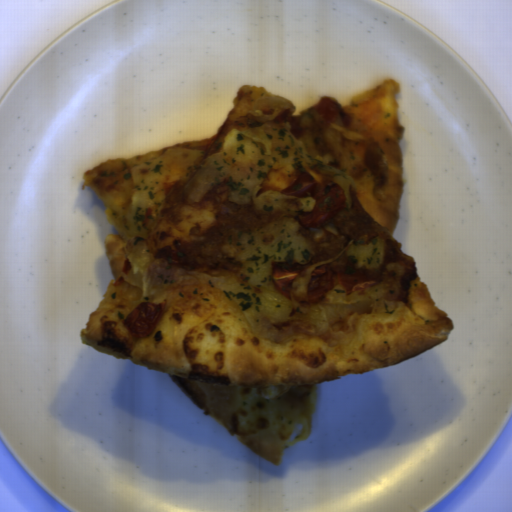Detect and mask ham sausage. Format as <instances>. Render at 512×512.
<instances>
[{
    "label": "ham sausage",
    "mask_w": 512,
    "mask_h": 512,
    "mask_svg": "<svg viewBox=\"0 0 512 512\" xmlns=\"http://www.w3.org/2000/svg\"><path fill=\"white\" fill-rule=\"evenodd\" d=\"M272 223L268 212L251 205L226 200L216 216V224L208 236L200 241L189 242L178 248L173 267L196 271L204 276L238 273L240 264L225 255L222 243L231 230L252 233Z\"/></svg>",
    "instance_id": "ham-sausage-1"
},
{
    "label": "ham sausage",
    "mask_w": 512,
    "mask_h": 512,
    "mask_svg": "<svg viewBox=\"0 0 512 512\" xmlns=\"http://www.w3.org/2000/svg\"><path fill=\"white\" fill-rule=\"evenodd\" d=\"M349 207L333 217L337 230L353 244H370L378 237L381 224L363 207L359 197L350 190Z\"/></svg>",
    "instance_id": "ham-sausage-2"
}]
</instances>
